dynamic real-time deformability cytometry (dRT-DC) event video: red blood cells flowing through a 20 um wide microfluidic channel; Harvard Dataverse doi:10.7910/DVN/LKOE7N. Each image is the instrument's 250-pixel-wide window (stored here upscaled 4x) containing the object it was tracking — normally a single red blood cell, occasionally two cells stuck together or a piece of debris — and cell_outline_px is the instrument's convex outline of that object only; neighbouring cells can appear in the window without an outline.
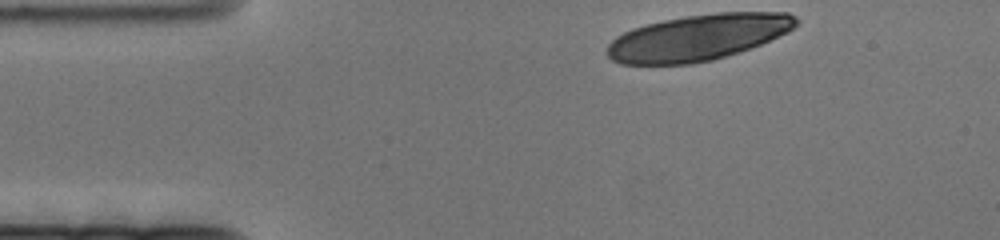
{"species": "human", "species_latin": "Homo sapiens", "temperature_condition": "cold", "stored_images_in_passage": 14, "camera_frame_rate_fps": 3000, "um_per_image_px": 0.085, "donor": {"sex": "female"}, "frame": {"image": 1, "passage_image": 1, "time_ms": 0.0, "image_size_px": [1000, 240], "cell_outline_px": [[800, 20], [788, 32], [760, 44], [712, 60], [688, 64], [620, 64], [612, 60], [608, 56], [608, 44], [616, 36], [632, 28], [664, 20], [684, 16], [716, 12], [788, 12], [796, 16]], "centroid_in_image_um": [59.33, 3.17], "position_along_channel_um": 25.7, "area_um2": 50.46}}